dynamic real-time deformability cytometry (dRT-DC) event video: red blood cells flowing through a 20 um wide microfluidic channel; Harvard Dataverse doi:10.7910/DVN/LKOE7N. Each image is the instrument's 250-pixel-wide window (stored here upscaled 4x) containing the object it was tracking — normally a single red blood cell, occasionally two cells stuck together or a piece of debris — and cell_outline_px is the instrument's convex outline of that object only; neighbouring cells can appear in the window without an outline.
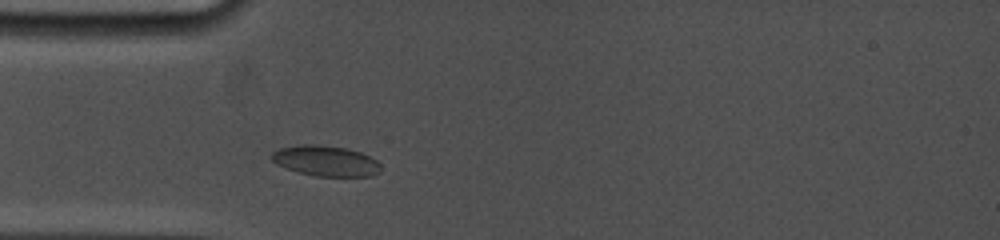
{"species": "common noctule bat (a hibernating species)", "species_latin": "Nyctalus noctula", "temperature_condition": "cold", "stored_images_in_passage": 25, "camera_frame_rate_fps": 5000, "um_per_image_px": 0.085, "animal": {"sex": "female", "body_mass_g": 19.0, "forearm_length_mm": 53.3}, "frame": {"image": 1, "passage_image": 5, "time_ms": 1.8, "image_size_px": [1000, 240], "cell_outline_px": [[380, 172], [372, 176], [312, 176], [288, 168], [272, 160], [272, 152], [280, 148], [300, 144], [316, 144], [348, 148], [360, 152], [376, 160], [380, 164]], "centroid_in_image_um": [27.72, 13.67], "position_along_channel_um": 57.3, "area_um2": 19.25}}
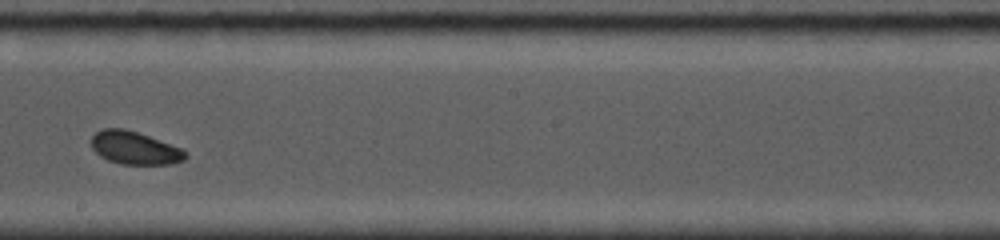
{"frame": {"image": 2, "passage_image": 14, "time_ms": 6.6, "image_size_px": [1000, 240], "cell_outline_px": [[188, 156], [184, 160], [172, 164], [120, 164], [108, 160], [100, 156], [92, 148], [92, 136], [96, 132], [104, 128], [124, 128], [148, 136], [180, 148], [188, 152]], "centroid_in_image_um": [11.45, 12.58], "position_along_channel_um": 236.8, "area_um2": 17.92}}
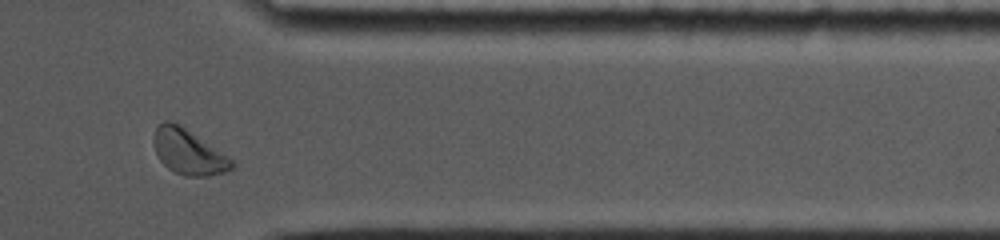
{"frame": {"image": 3, "passage_image": 22, "time_ms": 10.8, "image_size_px": [1000, 240], "cell_outline_px": [[236, 164], [232, 168], [224, 172], [208, 176], [184, 176], [168, 168], [160, 160], [152, 144], [152, 136], [156, 128], [164, 120], [168, 120], [180, 124], [232, 160]], "centroid_in_image_um": [15.96, 12.9], "position_along_channel_um": 395.4, "area_um2": 20.35}, "authors_computed_cell_mechanics": {"area_um2": 18.4382, "velocity_mm_per_s": 3.8049, "shape_relaxation_time_tau1_ms": 2.8066, "shape_relaxation_time_tau2_ms": 2.6654, "deformation_change_tau1": 0.0731, "deformation_change_tau2": 0.0663}}